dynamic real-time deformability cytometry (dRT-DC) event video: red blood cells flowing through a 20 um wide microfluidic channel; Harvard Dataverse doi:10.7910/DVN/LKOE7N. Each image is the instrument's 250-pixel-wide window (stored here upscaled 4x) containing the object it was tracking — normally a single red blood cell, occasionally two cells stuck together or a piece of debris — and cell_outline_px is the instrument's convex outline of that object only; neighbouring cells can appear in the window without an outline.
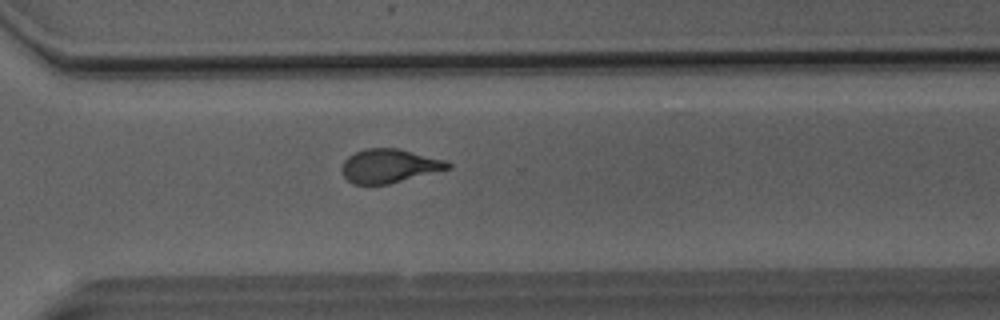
{"species": "Egyptian fruit bat (a non-hibernating species)", "species_latin": "Rousettus aegyptiacus", "temperature_condition": "room temperature", "stored_images_in_passage": 38, "camera_frame_rate_fps": 3000, "um_per_image_px": 0.085, "animal": {"sex": "male"}, "frame": {"image": 1, "passage_image": 23, "time_ms": 7.333, "image_size_px": [1000, 320], "cell_outline_px": [[452, 168], [388, 184], [352, 184], [344, 176], [340, 168], [344, 160], [348, 156], [356, 152], [368, 148], [396, 148], [444, 160], [452, 164]], "centroid_in_image_um": [33.06, 14.11], "position_along_channel_um": 337.5, "area_um2": 20.69}}
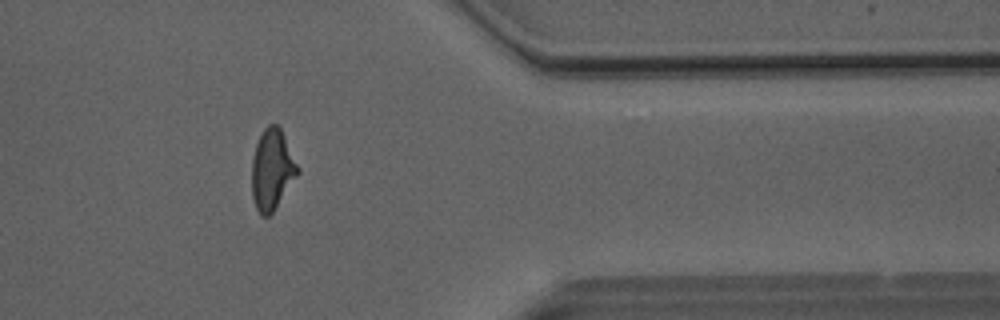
{"frame": {"image": 2, "passage_image": 28, "time_ms": 9.0, "image_size_px": [1000, 320], "cell_outline_px": [[300, 172], [272, 212], [268, 216], [260, 216], [256, 208], [252, 196], [252, 160], [256, 144], [264, 128], [268, 124], [276, 124], [280, 128], [300, 168]], "centroid_in_image_um": [23.13, 14.42], "position_along_channel_um": 388.3, "area_um2": 21.39}}
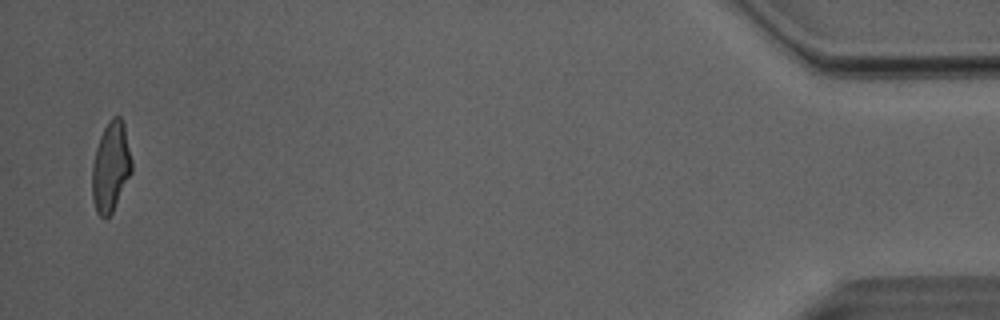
{"frame": {"image": 3, "passage_image": 36, "time_ms": 11.667, "image_size_px": [1000, 320], "cell_outline_px": [[132, 172], [112, 212], [104, 220], [96, 212], [92, 196], [92, 164], [96, 148], [100, 136], [108, 120], [112, 116], [120, 116], [124, 120], [132, 160]], "centroid_in_image_um": [9.42, 14.15], "position_along_channel_um": 425.8, "area_um2": 20.98}}